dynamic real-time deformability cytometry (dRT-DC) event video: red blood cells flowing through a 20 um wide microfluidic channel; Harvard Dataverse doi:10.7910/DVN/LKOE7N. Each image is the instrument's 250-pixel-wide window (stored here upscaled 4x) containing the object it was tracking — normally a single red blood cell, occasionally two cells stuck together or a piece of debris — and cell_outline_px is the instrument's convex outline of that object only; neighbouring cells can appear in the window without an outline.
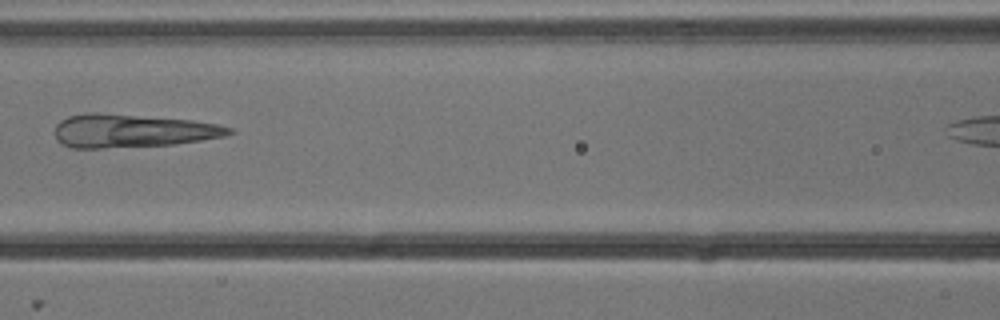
{"species": "common noctule bat (a hibernating species)", "species_latin": "Nyctalus noctula", "temperature_condition": "cold", "stored_images_in_passage": 7, "segment_of_instrument_passage": [1, 2], "camera_frame_rate_fps": 3000, "um_per_image_px": 0.085, "animal": {"sex": "male", "body_mass_g": 13.3}, "frame": {"image": 1, "passage_image": 5, "time_ms": 1.333, "image_size_px": [1000, 320], "cell_outline_px": [[236, 132], [224, 136], [200, 140], [172, 144], [100, 148], [72, 148], [60, 144], [56, 140], [56, 124], [60, 120], [68, 116], [84, 112], [96, 112], [192, 120], [216, 124], [232, 128]], "centroid_in_image_um": [11.19, 11.11], "position_along_channel_um": 155.4, "area_um2": 33.76}}
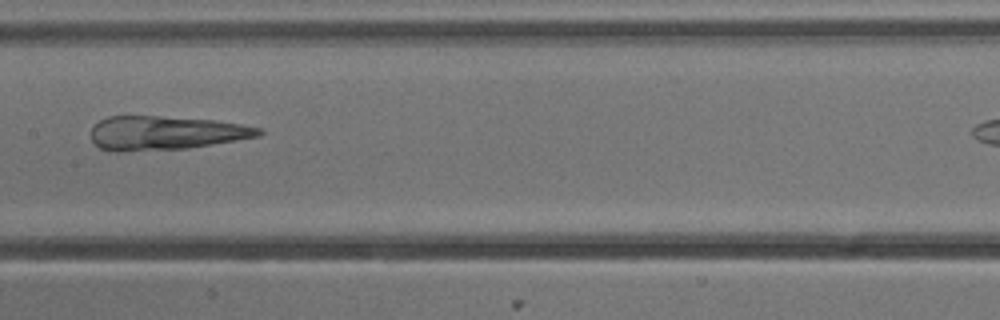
{"frame": {"image": 2, "passage_image": 6, "time_ms": 1.667, "image_size_px": [1000, 320], "cell_outline_px": [[264, 132], [260, 136], [188, 148], [100, 148], [92, 140], [92, 128], [100, 120], [108, 116], [160, 116], [216, 120], [264, 128]], "centroid_in_image_um": [14.2, 11.24], "position_along_channel_um": 193.2, "area_um2": 31.85}}